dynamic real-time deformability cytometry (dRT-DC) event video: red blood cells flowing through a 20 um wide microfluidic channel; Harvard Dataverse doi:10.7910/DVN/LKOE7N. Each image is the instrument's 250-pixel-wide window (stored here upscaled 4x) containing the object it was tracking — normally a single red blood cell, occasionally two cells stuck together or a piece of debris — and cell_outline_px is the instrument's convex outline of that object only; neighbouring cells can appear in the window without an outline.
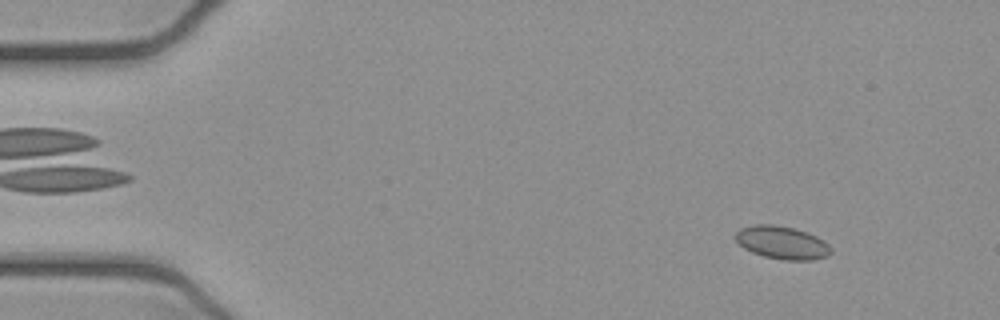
{"species": "common noctule bat (a hibernating species)", "species_latin": "Nyctalus noctula", "temperature_condition": "cold", "stored_images_in_passage": 15, "camera_frame_rate_fps": 3000, "um_per_image_px": 0.085, "animal": {"sex": "female", "body_mass_g": 21.9}, "frame": {"image": 1, "passage_image": 6, "time_ms": 1.667, "image_size_px": [1000, 320], "cell_outline_px": [[832, 252], [828, 256], [812, 260], [784, 260], [764, 256], [752, 252], [744, 248], [736, 240], [736, 232], [740, 228], [756, 224], [772, 224], [796, 228], [816, 236], [824, 240], [832, 248]], "centroid_in_image_um": [66.5, 20.62], "position_along_channel_um": 18.5, "area_um2": 18.38}}